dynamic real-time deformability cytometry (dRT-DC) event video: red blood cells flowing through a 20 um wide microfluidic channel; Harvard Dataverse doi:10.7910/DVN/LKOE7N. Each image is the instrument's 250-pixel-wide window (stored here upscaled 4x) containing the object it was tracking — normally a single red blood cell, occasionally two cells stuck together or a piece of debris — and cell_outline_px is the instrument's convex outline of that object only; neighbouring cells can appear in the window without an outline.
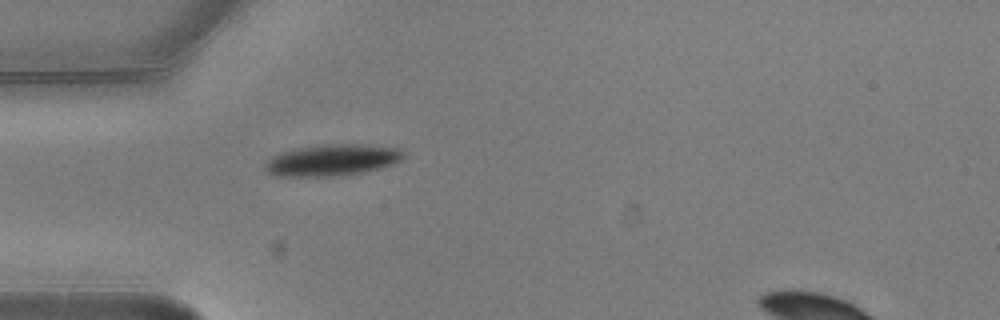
{"species": "common noctule bat (a hibernating species)", "species_latin": "Nyctalus noctula", "temperature_condition": "warm", "stored_images_in_passage": 1, "camera_frame_rate_fps": 3000, "um_per_image_px": 0.085, "animal": {"sex": "male", "body_mass_g": 20.5, "forearm_length_mm": 52.5}, "frame": {"image": 1, "passage_image": 1, "time_ms": 0.0, "image_size_px": [1000, 320], "cell_outline_px": [[404, 156], [400, 160], [392, 164], [380, 168], [348, 176], [276, 176], [268, 172], [264, 168], [264, 164], [272, 156], [280, 152], [292, 148], [324, 144], [368, 144], [400, 148], [404, 152]], "centroid_in_image_um": [28.23, 13.6], "position_along_channel_um": 56.8, "area_um2": 25.84}}